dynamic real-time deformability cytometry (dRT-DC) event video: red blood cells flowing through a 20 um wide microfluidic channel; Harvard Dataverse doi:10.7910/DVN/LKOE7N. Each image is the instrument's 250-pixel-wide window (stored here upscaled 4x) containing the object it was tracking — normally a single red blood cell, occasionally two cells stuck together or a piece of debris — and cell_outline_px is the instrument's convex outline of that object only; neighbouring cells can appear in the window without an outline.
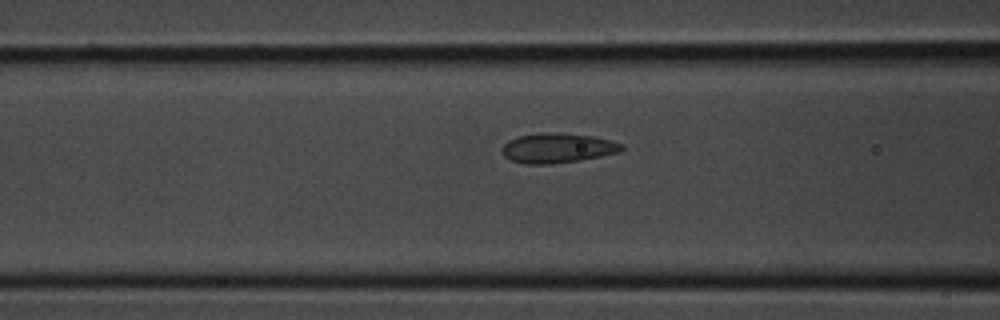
{"species": "common noctule bat (a hibernating species)", "species_latin": "Nyctalus noctula", "temperature_condition": "room temperature", "stored_images_in_passage": 23, "camera_frame_rate_fps": 3000, "um_per_image_px": 0.085, "animal": {"sex": "male", "body_mass_g": 20.1, "forearm_length_mm": 53.5}, "frame": {"image": 1, "passage_image": 5, "time_ms": 1.333, "image_size_px": [1000, 320], "cell_outline_px": [[624, 148], [620, 152], [580, 160], [548, 164], [524, 164], [512, 160], [504, 156], [500, 148], [508, 140], [520, 136], [544, 132], [592, 136], [624, 144]], "centroid_in_image_um": [47.37, 12.59], "position_along_channel_um": 119.2, "area_um2": 20.52}}
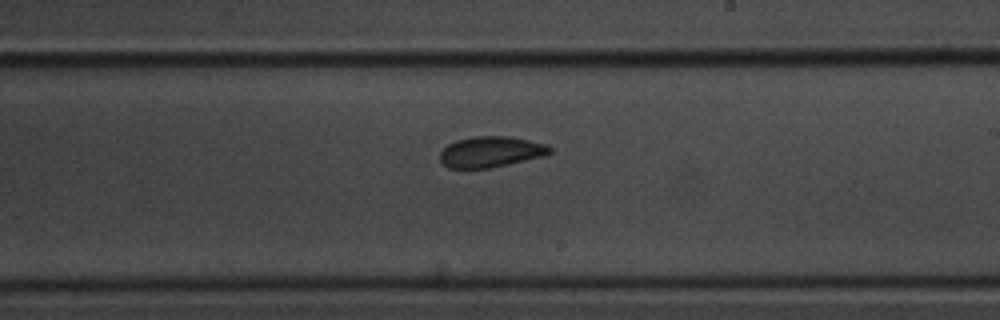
{"frame": {"image": 2, "passage_image": 12, "time_ms": 3.667, "image_size_px": [1000, 320], "cell_outline_px": [[552, 152], [544, 156], [492, 168], [448, 168], [440, 160], [440, 152], [448, 144], [456, 140], [476, 136], [512, 136], [544, 144], [552, 148]], "centroid_in_image_um": [41.72, 12.91], "position_along_channel_um": 247.3, "area_um2": 19.77}}
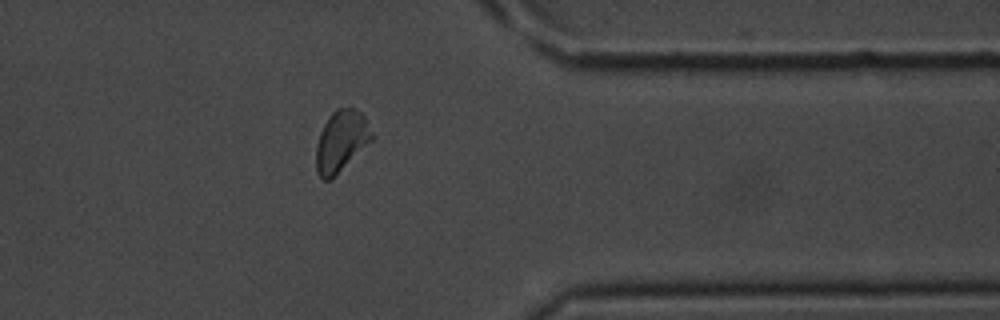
{"frame": {"image": 3, "passage_image": 20, "time_ms": 6.333, "image_size_px": [1000, 320], "cell_outline_px": [[376, 136], [372, 140], [328, 180], [324, 180], [316, 172], [316, 144], [320, 132], [324, 124], [332, 112], [336, 108], [352, 108], [360, 112], [364, 116]], "centroid_in_image_um": [29.0, 11.95], "position_along_channel_um": 382.4, "area_um2": 19.48}}